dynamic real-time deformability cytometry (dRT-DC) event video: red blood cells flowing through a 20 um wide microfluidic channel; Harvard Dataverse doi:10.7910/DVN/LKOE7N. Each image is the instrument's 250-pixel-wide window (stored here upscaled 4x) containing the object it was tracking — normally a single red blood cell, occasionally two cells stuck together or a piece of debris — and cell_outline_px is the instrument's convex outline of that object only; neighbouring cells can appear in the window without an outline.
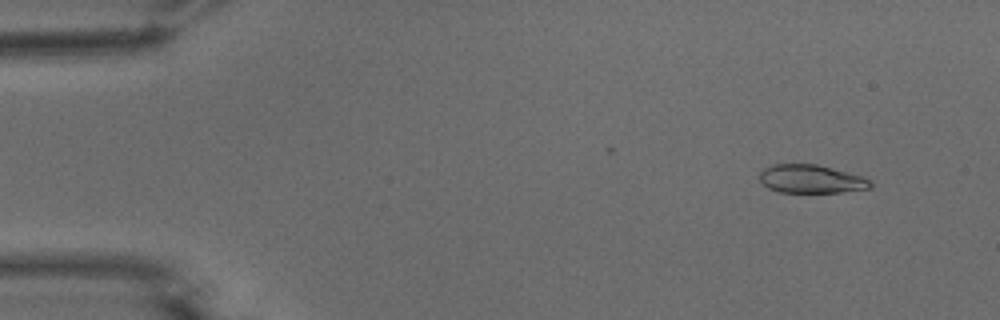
{"species": "common noctule bat (a hibernating species)", "species_latin": "Nyctalus noctula", "temperature_condition": "warm", "stored_images_in_passage": 16, "camera_frame_rate_fps": 3000, "um_per_image_px": 0.085, "animal": {"sex": "male", "body_mass_g": 15.6}, "frame": {"image": 1, "passage_image": 5, "time_ms": 1.333, "image_size_px": [1000, 320], "cell_outline_px": [[872, 188], [840, 192], [780, 192], [768, 188], [760, 180], [760, 172], [764, 168], [772, 164], [816, 164], [832, 168], [860, 176], [872, 180]], "centroid_in_image_um": [68.94, 15.21], "position_along_channel_um": 16.1, "area_um2": 18.21}}
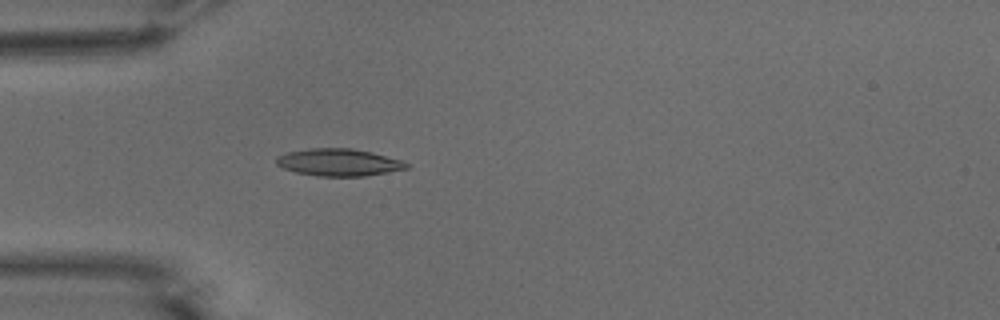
{"frame": {"image": 2, "passage_image": 16, "time_ms": 5.0, "image_size_px": [1000, 320], "cell_outline_px": [[408, 168], [388, 172], [364, 176], [316, 176], [296, 172], [284, 168], [276, 164], [276, 156], [288, 152], [308, 148], [352, 148], [372, 152], [400, 160], [408, 164]], "centroid_in_image_um": [28.76, 13.79], "position_along_channel_um": 56.2, "area_um2": 20.58}}